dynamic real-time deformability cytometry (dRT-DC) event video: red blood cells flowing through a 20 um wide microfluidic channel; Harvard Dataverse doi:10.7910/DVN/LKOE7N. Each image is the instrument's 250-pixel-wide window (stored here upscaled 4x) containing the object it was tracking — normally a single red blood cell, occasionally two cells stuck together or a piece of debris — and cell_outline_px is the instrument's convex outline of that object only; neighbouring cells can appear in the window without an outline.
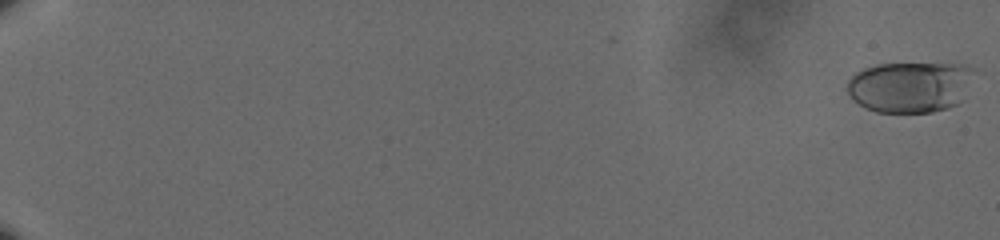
{"species": "human", "species_latin": "Homo sapiens", "temperature_condition": "cold", "stored_images_in_passage": 62, "camera_frame_rate_fps": 3000, "um_per_image_px": 0.085, "donor": {"sex": "male"}, "frame": {"image": 1, "passage_image": 1, "time_ms": 0.0, "image_size_px": [1000, 240], "cell_outline_px": [[976, 72], [964, 100], [948, 108], [932, 112], [876, 112], [864, 108], [852, 100], [848, 96], [848, 80], [856, 72], [864, 68], [876, 64], [968, 64], [976, 68]], "centroid_in_image_um": [77.41, 7.38], "position_along_channel_um": 7.6, "area_um2": 38.38}}
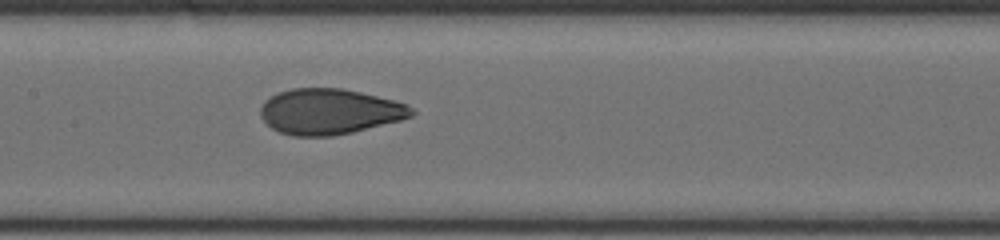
{"frame": {"image": 2, "passage_image": 35, "time_ms": 11.333, "image_size_px": [1000, 240], "cell_outline_px": [[416, 112], [412, 116], [400, 120], [352, 132], [332, 136], [292, 136], [280, 132], [272, 128], [260, 116], [260, 108], [264, 100], [280, 92], [292, 88], [340, 88], [360, 92], [408, 104]], "centroid_in_image_um": [27.99, 9.48], "position_along_channel_um": 179.4, "area_um2": 39.94}}
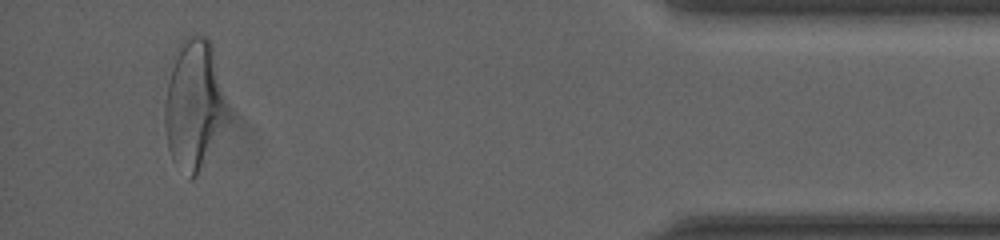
{"frame": {"image": 3, "passage_image": 59, "time_ms": 19.333, "image_size_px": [1000, 240], "cell_outline_px": [[228, 116], [196, 176], [192, 180], [188, 180], [172, 160], [168, 148], [164, 128], [164, 104], [172, 56], [180, 40], [184, 36], [204, 36], [212, 44], [228, 104]], "centroid_in_image_um": [16.46, 8.86], "position_along_channel_um": 418.7, "area_um2": 47.63}, "authors_computed_cell_mechanics": {"area_um2": 39.9109, "velocity_mm_per_s": 3.6014, "shape_relaxation_time_tau1_ms": 4.1288, "shape_relaxation_time_tau2_ms": 0.8603, "deformation_change_tau1": 0.1566, "deformation_change_tau2": 0.0528}}